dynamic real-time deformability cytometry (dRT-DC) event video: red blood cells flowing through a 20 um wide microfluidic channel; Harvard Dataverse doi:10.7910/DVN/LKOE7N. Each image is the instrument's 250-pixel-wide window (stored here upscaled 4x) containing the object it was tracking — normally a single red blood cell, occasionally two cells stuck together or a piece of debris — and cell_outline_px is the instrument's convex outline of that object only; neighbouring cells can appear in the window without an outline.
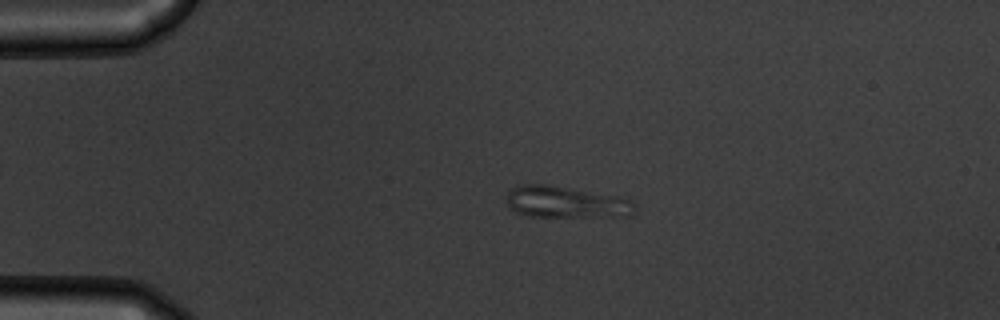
{"species": "common noctule bat (a hibernating species)", "species_latin": "Nyctalus noctula", "temperature_condition": "warm", "stored_images_in_passage": 54, "camera_frame_rate_fps": 3000, "um_per_image_px": 0.085, "animal": {"sex": "male", "body_mass_g": 19.5, "forearm_length_mm": 54.6}, "frame": {"image": 1, "passage_image": 12, "time_ms": 3.667, "image_size_px": [1000, 320], "cell_outline_px": [[636, 208], [632, 216], [528, 216], [516, 212], [508, 204], [508, 188], [524, 184], [544, 184], [620, 196], [632, 200], [636, 204]], "centroid_in_image_um": [48.15, 17.17], "position_along_channel_um": 36.8, "area_um2": 23.58}}
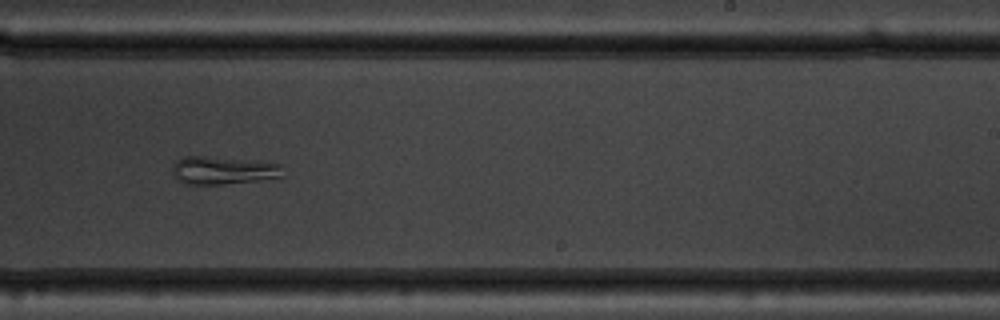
{"frame": {"image": 2, "passage_image": 34, "time_ms": 11.0, "image_size_px": [1000, 320], "cell_outline_px": [[284, 176], [256, 180], [224, 184], [184, 184], [172, 172], [172, 164], [176, 160], [184, 156], [204, 156], [244, 160], [280, 164]], "centroid_in_image_um": [18.91, 14.48], "position_along_channel_um": 270.1, "area_um2": 17.63}}
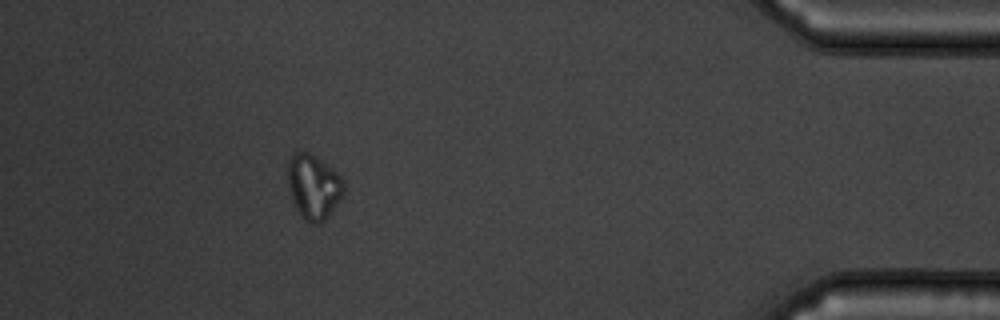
{"frame": {"image": 3, "passage_image": 49, "time_ms": 16.0, "image_size_px": [1000, 320], "cell_outline_px": [[344, 192], [340, 200], [324, 220], [316, 224], [308, 224], [300, 216], [292, 200], [288, 188], [288, 160], [292, 152], [308, 152], [320, 160], [336, 172], [344, 180]], "centroid_in_image_um": [26.63, 15.89], "position_along_channel_um": 408.6, "area_um2": 21.1}}